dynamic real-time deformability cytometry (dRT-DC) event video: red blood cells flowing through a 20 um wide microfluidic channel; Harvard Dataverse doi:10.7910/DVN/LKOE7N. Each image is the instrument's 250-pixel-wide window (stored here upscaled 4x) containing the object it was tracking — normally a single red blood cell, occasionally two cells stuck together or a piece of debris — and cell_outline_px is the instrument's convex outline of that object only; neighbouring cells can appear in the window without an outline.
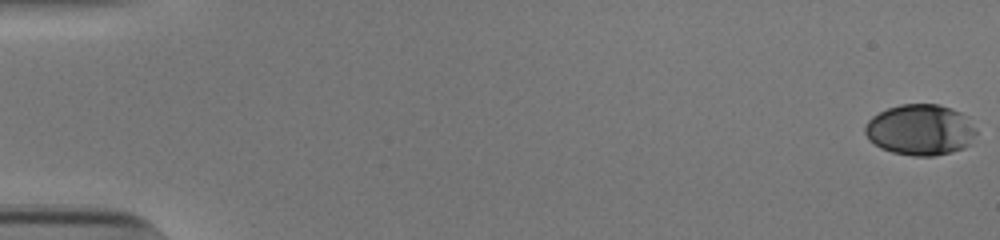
{"species": "human", "species_latin": "Homo sapiens", "temperature_condition": "cold", "stored_images_in_passage": 54, "camera_frame_rate_fps": 3000, "um_per_image_px": 0.085, "donor": {"sex": "male"}, "frame": {"image": 1, "passage_image": 1, "time_ms": 0.0, "image_size_px": [1000, 240], "cell_outline_px": [[976, 132], [972, 144], [964, 148], [952, 152], [932, 156], [912, 156], [892, 152], [880, 148], [868, 140], [864, 132], [864, 124], [872, 116], [888, 108], [900, 104], [940, 104], [952, 108], [968, 116], [976, 128]], "centroid_in_image_um": [78.24, 11.03], "position_along_channel_um": 6.8, "area_um2": 33.58}}
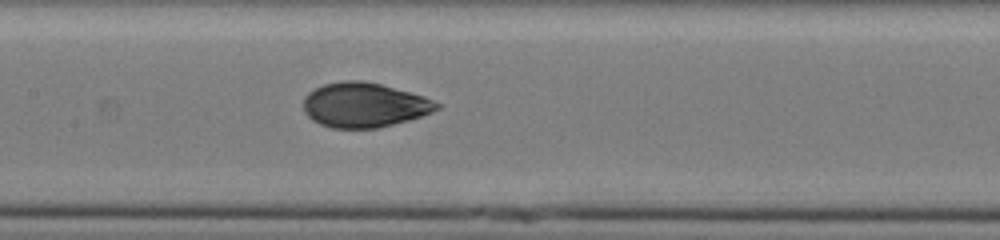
{"frame": {"image": 2, "passage_image": 28, "time_ms": 9.0, "image_size_px": [1000, 240], "cell_outline_px": [[444, 104], [440, 108], [432, 112], [408, 120], [380, 128], [332, 128], [320, 124], [312, 120], [304, 112], [304, 96], [308, 92], [324, 84], [344, 80], [364, 80], [380, 84], [424, 96]], "centroid_in_image_um": [30.97, 8.92], "position_along_channel_um": 176.4, "area_um2": 34.85}}
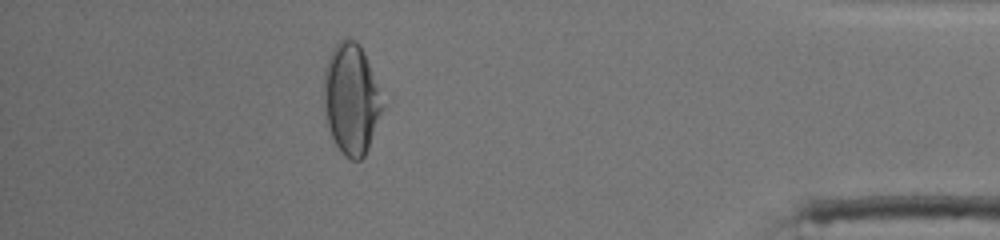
{"frame": {"image": 3, "passage_image": 49, "time_ms": 16.0, "image_size_px": [1000, 240], "cell_outline_px": [[384, 108], [368, 148], [364, 156], [360, 160], [352, 160], [344, 156], [336, 144], [328, 128], [324, 112], [324, 68], [328, 56], [332, 48], [344, 36], [348, 36], [356, 40], [360, 44], [364, 52], [380, 88], [384, 104]], "centroid_in_image_um": [29.86, 8.37], "position_along_channel_um": 405.3, "area_um2": 38.49}, "authors_computed_cell_mechanics": {"area_um2": 34.5355, "velocity_mm_per_s": 3.8534, "shape_relaxation_time_tau1_ms": 5.5401, "shape_relaxation_time_tau2_ms": 0.829, "deformation_change_tau1": 0.1808, "deformation_change_tau2": 0.0447}}